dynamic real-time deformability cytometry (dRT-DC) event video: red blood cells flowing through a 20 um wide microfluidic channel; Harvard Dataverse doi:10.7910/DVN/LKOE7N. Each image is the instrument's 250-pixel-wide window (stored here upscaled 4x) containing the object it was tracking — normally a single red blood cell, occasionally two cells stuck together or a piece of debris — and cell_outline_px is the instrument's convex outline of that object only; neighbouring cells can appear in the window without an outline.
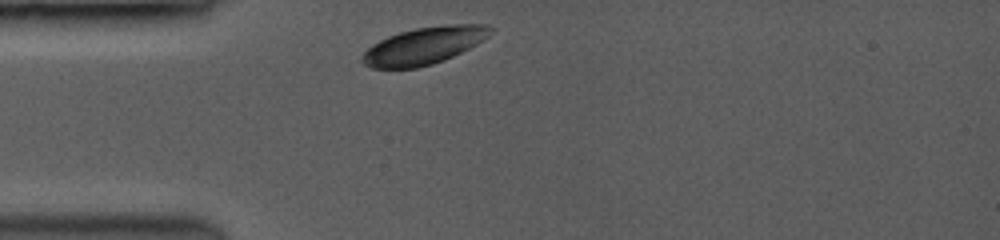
{"species": "common noctule bat (a hibernating species)", "species_latin": "Nyctalus noctula", "temperature_condition": "room temperature", "stored_images_in_passage": 7, "camera_frame_rate_fps": 3500, "um_per_image_px": 0.085, "animal": {"sex": "female", "body_mass_g": 19.0, "forearm_length_mm": 53.3}, "frame": {"image": 1, "passage_image": 1, "time_ms": 0.0, "image_size_px": [1000, 240], "cell_outline_px": [[492, 32], [488, 36], [476, 44], [452, 56], [432, 64], [416, 68], [372, 68], [364, 64], [360, 60], [360, 56], [372, 44], [388, 36], [400, 32], [416, 28], [452, 24], [488, 24], [492, 28]], "centroid_in_image_um": [36.01, 3.88], "position_along_channel_um": 49.0, "area_um2": 27.51}}
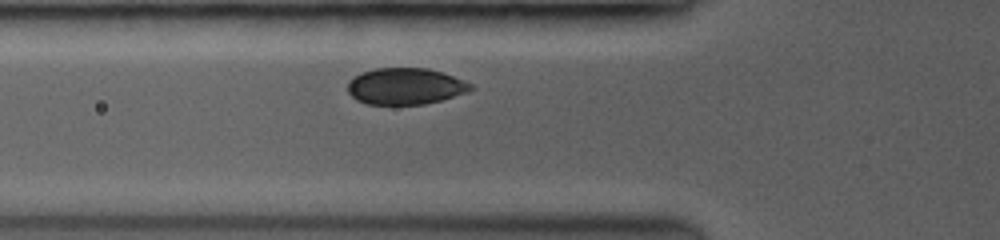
{"frame": {"image": 2, "passage_image": 3, "time_ms": 1.429, "image_size_px": [1000, 240], "cell_outline_px": [[472, 88], [468, 92], [440, 100], [424, 104], [368, 104], [356, 100], [348, 92], [348, 80], [360, 72], [376, 68], [428, 68], [464, 80], [472, 84]], "centroid_in_image_um": [34.42, 7.32], "position_along_channel_um": 91.4, "area_um2": 26.07}}
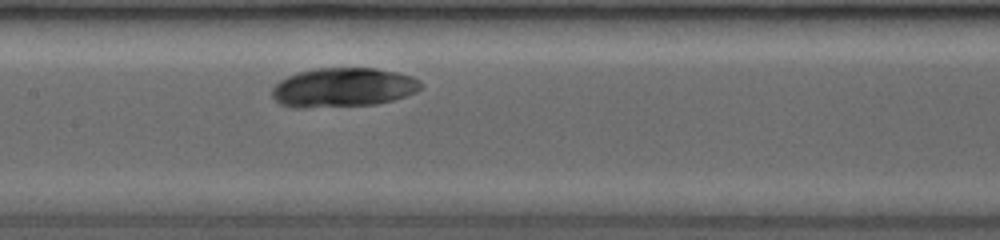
{"frame": {"image": 3, "passage_image": 7, "time_ms": 3.714, "image_size_px": [1000, 240], "cell_outline_px": [[424, 84], [416, 92], [392, 100], [376, 104], [280, 104], [272, 96], [272, 88], [280, 80], [296, 72], [316, 68], [376, 68], [396, 72], [412, 76], [420, 80]], "centroid_in_image_um": [29.26, 7.36], "position_along_channel_um": 178.1, "area_um2": 32.66}}